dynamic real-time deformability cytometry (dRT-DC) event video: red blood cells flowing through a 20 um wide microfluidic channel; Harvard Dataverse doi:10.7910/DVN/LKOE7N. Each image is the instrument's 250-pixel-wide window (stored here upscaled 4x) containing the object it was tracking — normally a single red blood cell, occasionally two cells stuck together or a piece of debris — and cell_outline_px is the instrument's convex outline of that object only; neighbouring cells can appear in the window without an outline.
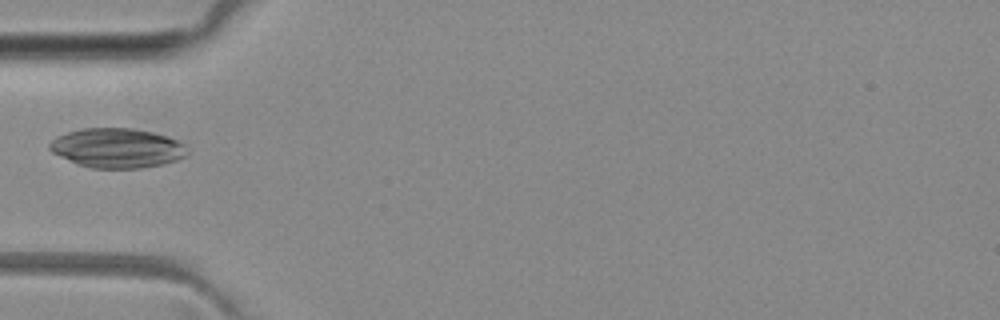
{"species": "common noctule bat (a hibernating species)", "species_latin": "Nyctalus noctula", "temperature_condition": "room temperature", "stored_images_in_passage": 2, "camera_frame_rate_fps": 3000, "um_per_image_px": 0.085, "animal": {"sex": "female", "body_mass_g": 29.2, "forearm_length_mm": 56.3}, "frame": {"image": 1, "passage_image": 2, "time_ms": 1.0, "image_size_px": [1000, 320], "cell_outline_px": [[188, 152], [184, 156], [176, 160], [164, 164], [140, 168], [92, 168], [80, 164], [60, 156], [52, 152], [48, 148], [48, 144], [56, 136], [80, 128], [132, 128], [152, 132], [168, 136], [184, 144]], "centroid_in_image_um": [9.95, 12.57], "position_along_channel_um": 75.1, "area_um2": 31.62}}